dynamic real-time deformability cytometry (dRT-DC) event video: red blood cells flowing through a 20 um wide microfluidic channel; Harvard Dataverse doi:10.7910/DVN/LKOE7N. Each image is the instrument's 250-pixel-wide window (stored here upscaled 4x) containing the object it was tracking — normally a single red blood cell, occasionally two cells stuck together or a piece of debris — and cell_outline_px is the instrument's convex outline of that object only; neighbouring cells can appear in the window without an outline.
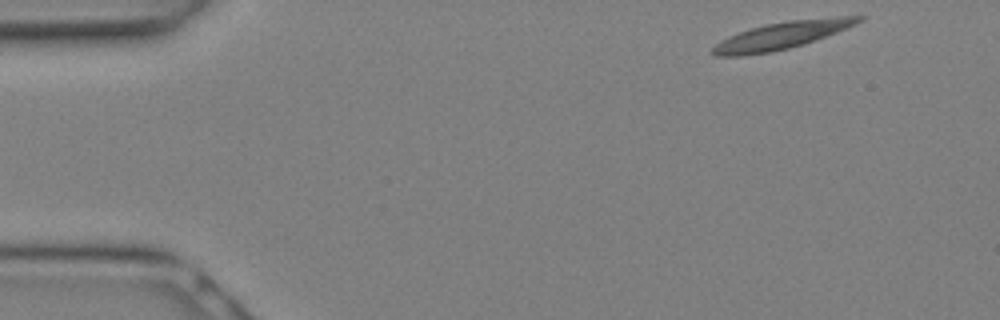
{"species": "Egyptian fruit bat (a non-hibernating species)", "species_latin": "Rousettus aegyptiacus", "temperature_condition": "warm", "stored_images_in_passage": 10, "camera_frame_rate_fps": 3000, "um_per_image_px": 0.085, "animal": {"sex": "female"}, "frame": {"image": 1, "passage_image": 1, "time_ms": 0.0, "image_size_px": [1000, 320], "cell_outline_px": [[868, 16], [864, 20], [856, 24], [836, 32], [804, 44], [772, 52], [740, 56], [716, 56], [708, 52], [720, 40], [728, 36], [764, 24], [788, 20], [836, 16]], "centroid_in_image_um": [66.44, 3.01], "position_along_channel_um": 18.6, "area_um2": 23.29}}
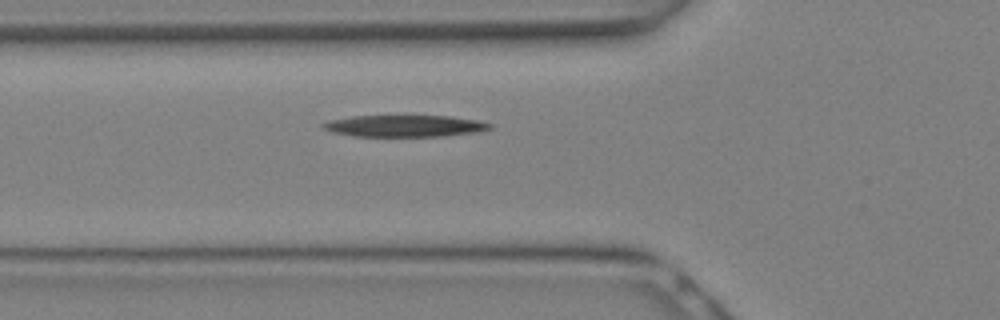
{"frame": {"image": 2, "passage_image": 8, "time_ms": 2.333, "image_size_px": [1000, 320], "cell_outline_px": [[492, 128], [480, 132], [444, 136], [352, 136], [332, 132], [324, 128], [320, 124], [328, 120], [352, 116], [448, 116], [476, 120], [492, 124]], "centroid_in_image_um": [34.39, 10.71], "position_along_channel_um": 91.4, "area_um2": 21.1}}
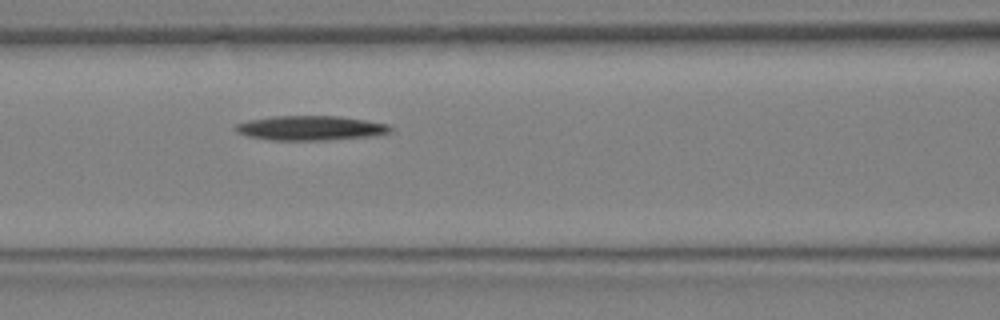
{"frame": {"image": 3, "passage_image": 10, "time_ms": 3.0, "image_size_px": [1000, 320], "cell_outline_px": [[392, 132], [376, 136], [328, 140], [272, 140], [248, 136], [236, 132], [236, 124], [248, 120], [276, 116], [340, 116], [368, 120], [388, 124], [392, 128]], "centroid_in_image_um": [26.47, 10.88], "position_along_channel_um": 140.1, "area_um2": 22.31}}